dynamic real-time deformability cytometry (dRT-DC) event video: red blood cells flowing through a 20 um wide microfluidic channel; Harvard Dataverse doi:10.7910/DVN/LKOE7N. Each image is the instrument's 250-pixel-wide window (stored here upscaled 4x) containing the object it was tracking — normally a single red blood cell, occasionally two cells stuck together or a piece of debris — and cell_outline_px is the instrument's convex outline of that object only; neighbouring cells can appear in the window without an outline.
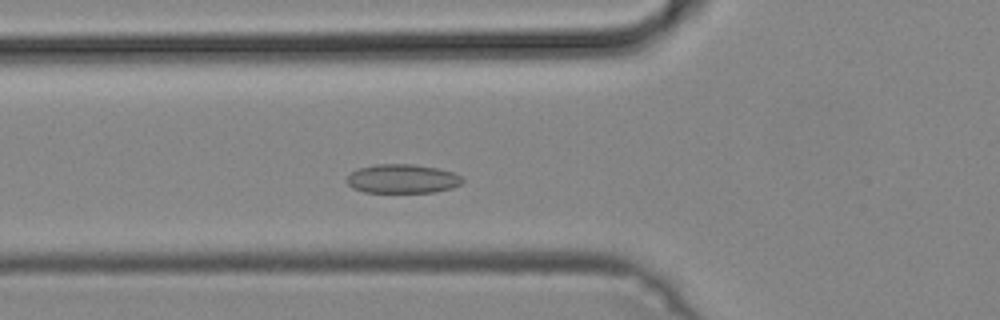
{"species": "common noctule bat (a hibernating species)", "species_latin": "Nyctalus noctula", "temperature_condition": "cold", "stored_images_in_passage": 33, "camera_frame_rate_fps": 3000, "um_per_image_px": 0.085, "animal": {"sex": "male", "body_mass_g": 19.2, "forearm_length_mm": 51.8}, "frame": {"image": 1, "passage_image": 13, "time_ms": 4.0, "image_size_px": [1000, 320], "cell_outline_px": [[464, 180], [460, 184], [452, 188], [436, 192], [364, 192], [352, 188], [344, 180], [352, 172], [360, 168], [376, 164], [412, 164], [440, 168], [464, 176]], "centroid_in_image_um": [34.23, 15.19], "position_along_channel_um": 91.6, "area_um2": 19.71}}
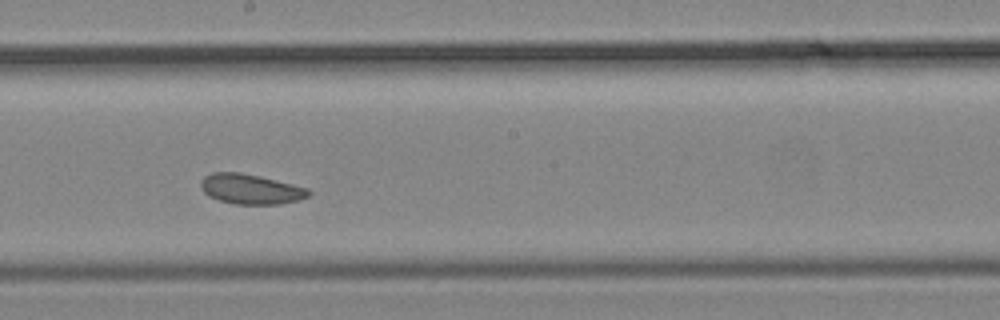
{"frame": {"image": 2, "passage_image": 23, "time_ms": 7.333, "image_size_px": [1000, 320], "cell_outline_px": [[312, 192], [308, 196], [296, 200], [280, 204], [236, 204], [220, 200], [208, 196], [200, 188], [200, 180], [204, 176], [212, 172], [240, 172], [260, 176], [308, 188]], "centroid_in_image_um": [21.27, 16.06], "position_along_channel_um": 226.9, "area_um2": 18.84}}
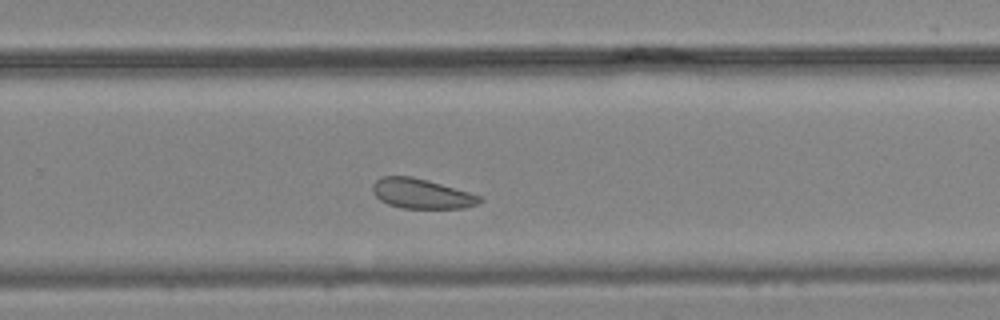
{"frame": {"image": 3, "passage_image": 28, "time_ms": 9.0, "image_size_px": [1000, 320], "cell_outline_px": [[484, 200], [476, 204], [464, 208], [400, 208], [388, 204], [380, 200], [372, 192], [372, 184], [380, 176], [412, 176], [428, 180], [468, 192], [480, 196]], "centroid_in_image_um": [35.79, 16.46], "position_along_channel_um": 294.0, "area_um2": 18.61}}